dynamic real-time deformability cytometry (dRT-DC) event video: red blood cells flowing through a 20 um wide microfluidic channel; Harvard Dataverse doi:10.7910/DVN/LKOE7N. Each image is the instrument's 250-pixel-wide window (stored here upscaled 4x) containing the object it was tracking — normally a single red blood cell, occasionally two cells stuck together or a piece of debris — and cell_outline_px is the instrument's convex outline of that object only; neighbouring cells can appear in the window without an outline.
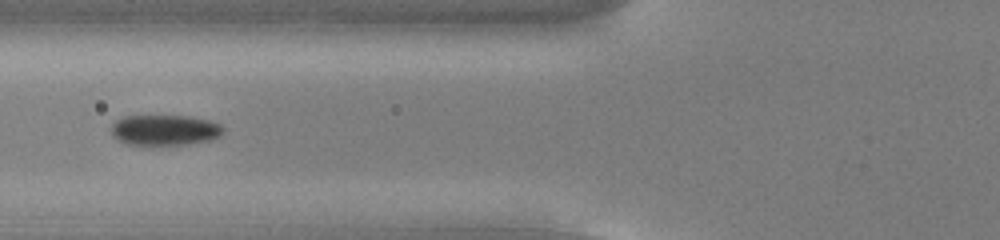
{"species": "common noctule bat (a hibernating species)", "species_latin": "Nyctalus noctula", "temperature_condition": "cold", "stored_images_in_passage": 55, "camera_frame_rate_fps": 3000, "um_per_image_px": 0.085, "animal": {"sex": "male", "body_mass_g": 13.0, "forearm_length_mm": 53.1}, "frame": {"image": 1, "passage_image": 22, "time_ms": 7.0, "image_size_px": [1000, 240], "cell_outline_px": [[224, 132], [220, 136], [212, 140], [188, 144], [128, 144], [116, 140], [112, 136], [112, 124], [116, 120], [124, 116], [192, 116], [208, 120], [220, 124], [224, 128]], "centroid_in_image_um": [14.02, 11.05], "position_along_channel_um": 111.8, "area_um2": 20.0}}
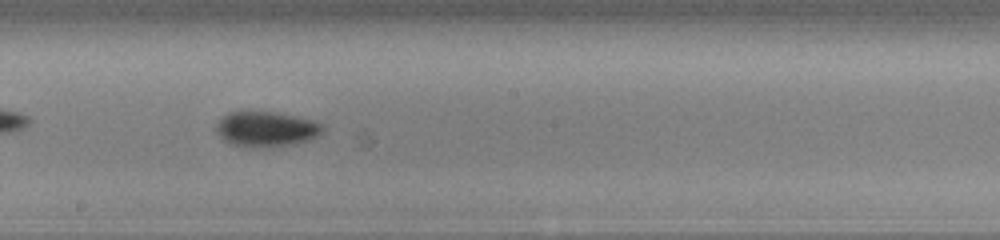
{"frame": {"image": 2, "passage_image": 31, "time_ms": 10.0, "image_size_px": [1000, 240], "cell_outline_px": [[324, 132], [308, 140], [292, 144], [268, 148], [248, 148], [232, 144], [224, 140], [216, 132], [216, 124], [228, 112], [276, 112], [296, 116], [312, 120], [320, 124], [324, 128]], "centroid_in_image_um": [22.62, 10.99], "position_along_channel_um": 225.6, "area_um2": 21.91}}
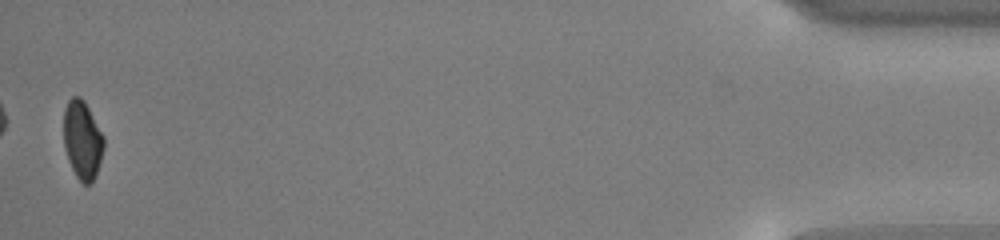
{"frame": {"image": 3, "passage_image": 54, "time_ms": 17.667, "image_size_px": [1000, 240], "cell_outline_px": [[104, 148], [92, 184], [84, 184], [76, 176], [68, 160], [64, 148], [64, 108], [68, 100], [72, 96], [80, 96], [84, 100], [104, 136]], "centroid_in_image_um": [6.99, 11.87], "position_along_channel_um": 428.2, "area_um2": 18.32}, "authors_computed_cell_mechanics": {"area_um2": 19.5942, "velocity_mm_per_s": 3.7939, "shape_relaxation_time_tau1_ms": 1.5936, "shape_relaxation_time_tau2_ms": null, "deformation_change_tau1": 0.0835, "deformation_change_tau2": null}}